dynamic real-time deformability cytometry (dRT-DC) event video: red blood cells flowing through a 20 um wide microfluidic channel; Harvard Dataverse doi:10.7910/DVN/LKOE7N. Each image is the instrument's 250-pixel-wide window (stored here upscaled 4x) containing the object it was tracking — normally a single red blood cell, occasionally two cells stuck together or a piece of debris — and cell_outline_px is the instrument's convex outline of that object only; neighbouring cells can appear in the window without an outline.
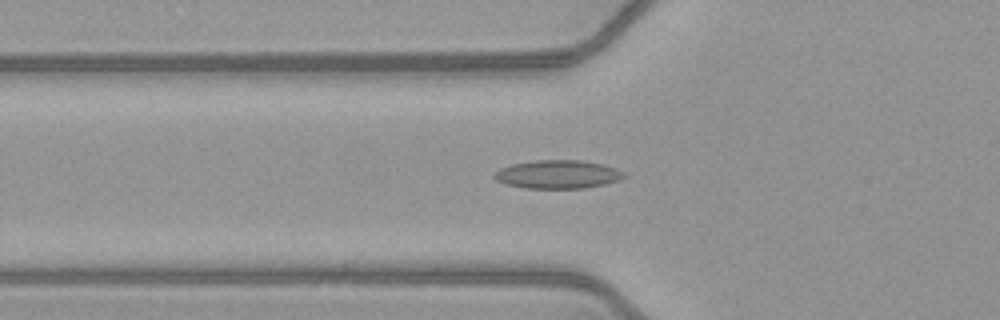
{"species": "common noctule bat (a hibernating species)", "species_latin": "Nyctalus noctula", "temperature_condition": "warm", "stored_images_in_passage": 51, "camera_frame_rate_fps": 3000, "um_per_image_px": 0.085, "animal": {"sex": "female", "body_mass_g": 21.9}, "frame": {"image": 1, "passage_image": 19, "time_ms": 6.0, "image_size_px": [1000, 320], "cell_outline_px": [[628, 176], [620, 180], [604, 184], [584, 188], [524, 188], [504, 184], [496, 180], [492, 176], [500, 168], [512, 164], [532, 160], [584, 160], [604, 164], [616, 168], [624, 172]], "centroid_in_image_um": [47.43, 14.81], "position_along_channel_um": 78.4, "area_um2": 21.73}}
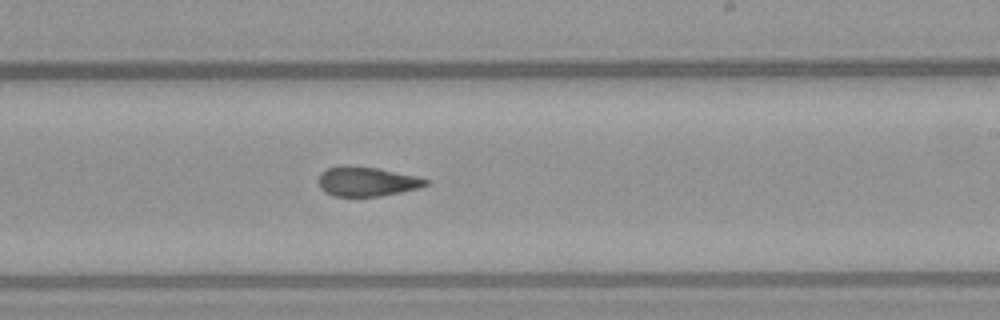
{"frame": {"image": 2, "passage_image": 32, "time_ms": 10.333, "image_size_px": [1000, 320], "cell_outline_px": [[432, 184], [400, 192], [380, 196], [332, 196], [324, 192], [320, 188], [320, 172], [328, 168], [344, 164], [380, 168], [416, 176], [432, 180]], "centroid_in_image_um": [31.2, 15.41], "position_along_channel_um": 257.8, "area_um2": 18.67}}
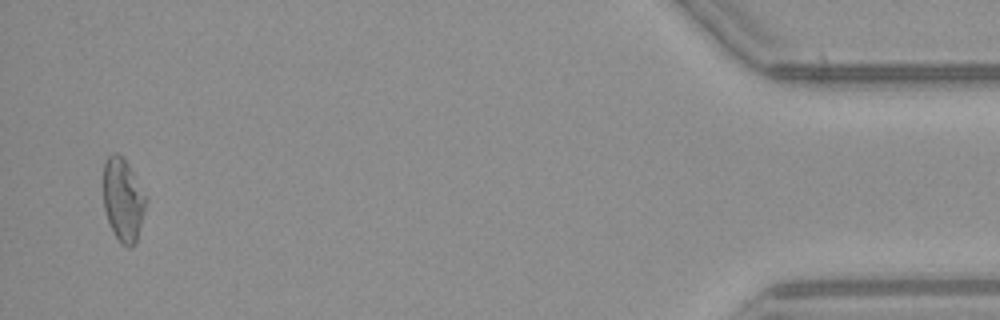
{"frame": {"image": 3, "passage_image": 50, "time_ms": 16.333, "image_size_px": [1000, 320], "cell_outline_px": [[148, 196], [136, 244], [132, 248], [128, 248], [120, 244], [112, 232], [104, 208], [104, 160], [112, 152], [116, 152], [128, 164]], "centroid_in_image_um": [10.48, 17.02], "position_along_channel_um": 424.7, "area_um2": 20.92}}